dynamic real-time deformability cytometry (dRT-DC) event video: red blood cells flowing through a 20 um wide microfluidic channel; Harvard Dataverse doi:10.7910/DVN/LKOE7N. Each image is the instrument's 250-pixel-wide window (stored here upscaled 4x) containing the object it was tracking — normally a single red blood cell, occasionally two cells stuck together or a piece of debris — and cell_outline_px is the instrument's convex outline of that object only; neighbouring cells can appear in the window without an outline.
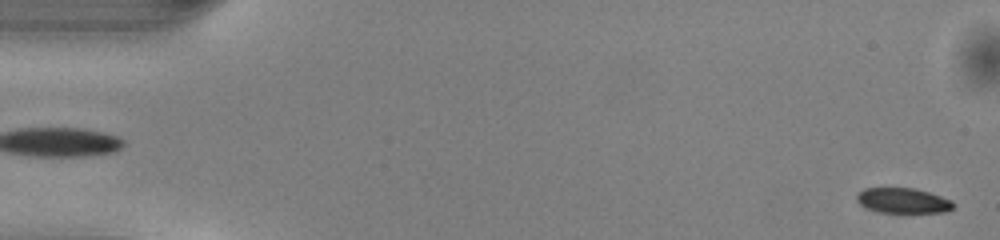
{"species": "common noctule bat (a hibernating species)", "species_latin": "Nyctalus noctula", "temperature_condition": "warm", "stored_images_in_passage": 50, "camera_frame_rate_fps": 3000, "um_per_image_px": 0.085, "animal": {"sex": "male", "body_mass_g": 13.0, "forearm_length_mm": 53.1}, "frame": {"image": 1, "passage_image": 1, "time_ms": 0.0, "image_size_px": [1000, 240], "cell_outline_px": [[956, 204], [952, 208], [944, 212], [876, 212], [860, 204], [856, 200], [856, 192], [864, 188], [916, 188], [952, 200]], "centroid_in_image_um": [76.72, 17.04], "position_along_channel_um": 8.3, "area_um2": 14.22}}
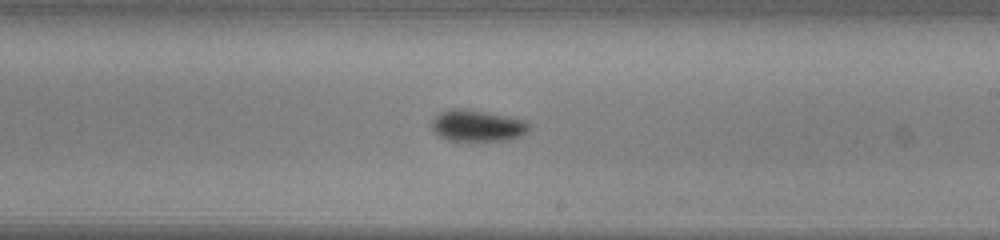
{"frame": {"image": 2, "passage_image": 29, "time_ms": 9.333, "image_size_px": [1000, 240], "cell_outline_px": [[528, 132], [524, 136], [512, 140], [448, 140], [440, 136], [432, 128], [432, 120], [440, 112], [452, 108], [456, 108], [488, 112], [524, 120], [528, 124]], "centroid_in_image_um": [40.6, 10.69], "position_along_channel_um": 248.4, "area_um2": 17.69}}
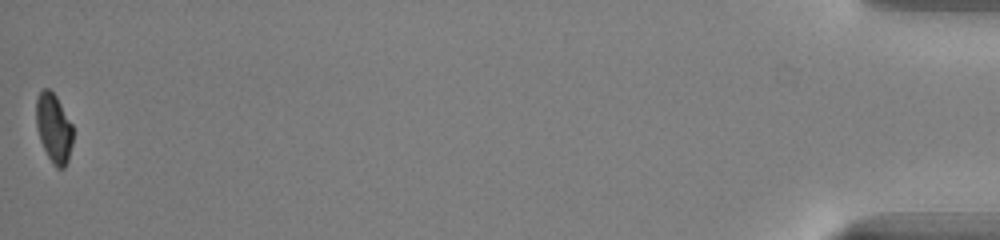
{"frame": {"image": 3, "passage_image": 50, "time_ms": 16.333, "image_size_px": [1000, 240], "cell_outline_px": [[72, 144], [68, 160], [64, 168], [56, 168], [52, 164], [40, 140], [36, 128], [36, 100], [40, 92], [44, 88], [48, 88], [56, 96], [72, 124]], "centroid_in_image_um": [4.56, 10.9], "position_along_channel_um": 430.6, "area_um2": 14.74}, "authors_computed_cell_mechanics": {"area_um2": 16.473, "velocity_mm_per_s": 4.0758, "shape_relaxation_time_tau1_ms": 2.39, "shape_relaxation_time_tau2_ms": null, "deformation_change_tau1": 0.1073, "deformation_change_tau2": null}}